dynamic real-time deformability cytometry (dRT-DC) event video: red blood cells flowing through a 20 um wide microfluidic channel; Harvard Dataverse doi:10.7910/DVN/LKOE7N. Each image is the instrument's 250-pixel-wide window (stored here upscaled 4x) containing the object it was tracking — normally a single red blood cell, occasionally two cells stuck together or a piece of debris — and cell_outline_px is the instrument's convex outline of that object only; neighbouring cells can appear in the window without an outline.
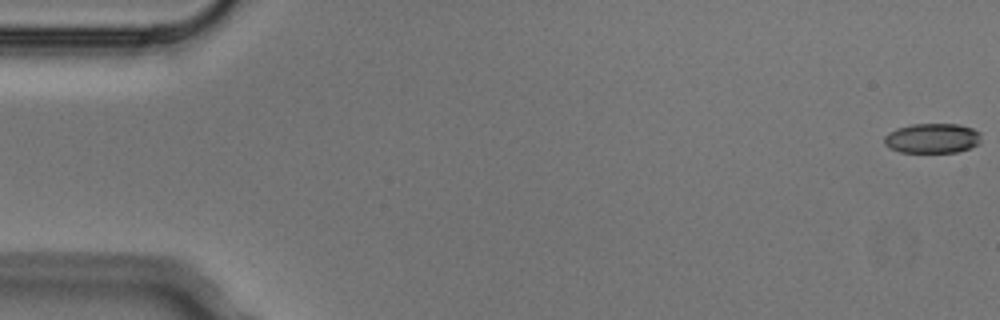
{"species": "Egyptian fruit bat (a non-hibernating species)", "species_latin": "Rousettus aegyptiacus", "temperature_condition": "cold", "stored_images_in_passage": 4, "camera_frame_rate_fps": 3000, "um_per_image_px": 0.085, "animal": {"sex": "male"}, "frame": {"image": 1, "passage_image": 1, "time_ms": 0.0, "image_size_px": [1000, 320], "cell_outline_px": [[980, 144], [956, 152], [900, 152], [888, 148], [884, 144], [884, 136], [888, 132], [896, 128], [912, 124], [960, 124], [972, 128], [980, 132]], "centroid_in_image_um": [79.22, 11.75], "position_along_channel_um": 5.8, "area_um2": 16.99}}
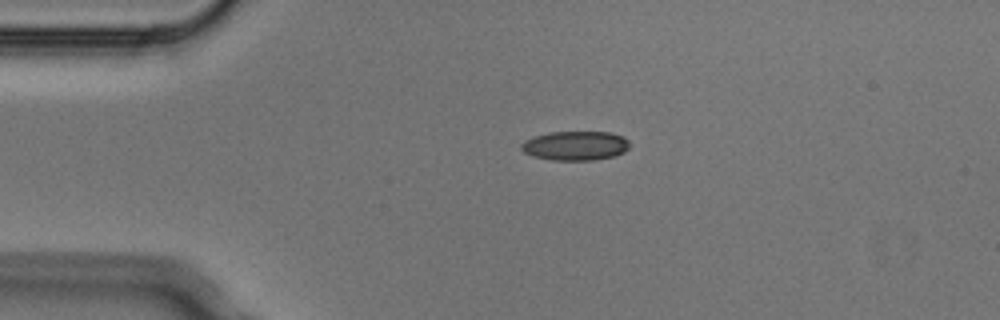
{"frame": {"image": 2, "passage_image": 3, "time_ms": 0.667, "image_size_px": [1000, 320], "cell_outline_px": [[628, 148], [624, 152], [612, 156], [592, 160], [552, 160], [532, 156], [524, 152], [520, 148], [520, 144], [524, 140], [532, 136], [548, 132], [612, 132], [624, 136], [628, 140]], "centroid_in_image_um": [48.87, 12.37], "position_along_channel_um": 36.1, "area_um2": 18.61}}